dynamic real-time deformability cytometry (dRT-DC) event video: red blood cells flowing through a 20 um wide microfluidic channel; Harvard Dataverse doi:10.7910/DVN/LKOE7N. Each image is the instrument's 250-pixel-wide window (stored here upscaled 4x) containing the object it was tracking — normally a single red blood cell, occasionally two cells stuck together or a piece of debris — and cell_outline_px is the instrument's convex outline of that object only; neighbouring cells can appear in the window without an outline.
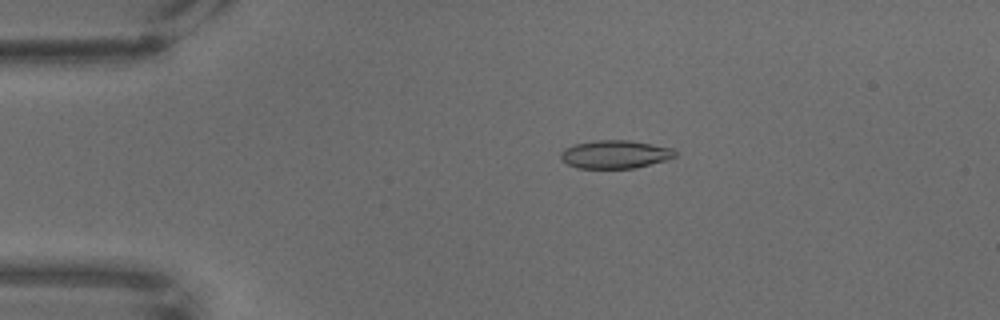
{"species": "common noctule bat (a hibernating species)", "species_latin": "Nyctalus noctula", "temperature_condition": "warm", "stored_images_in_passage": 68, "camera_frame_rate_fps": 3000, "um_per_image_px": 0.085, "animal": {"sex": "male", "body_mass_g": 18.8}, "frame": {"image": 1, "passage_image": 14, "time_ms": 4.333, "image_size_px": [1000, 320], "cell_outline_px": [[676, 156], [664, 160], [636, 168], [576, 168], [560, 160], [560, 152], [564, 148], [572, 144], [592, 140], [628, 140], [652, 144], [672, 148], [676, 152]], "centroid_in_image_um": [52.22, 13.11], "position_along_channel_um": 32.8, "area_um2": 18.9}}
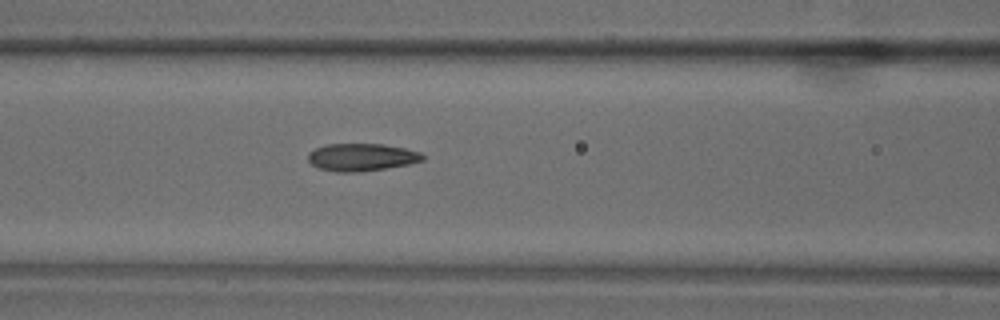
{"frame": {"image": 2, "passage_image": 29, "time_ms": 9.333, "image_size_px": [1000, 320], "cell_outline_px": [[424, 160], [408, 164], [360, 172], [336, 172], [320, 168], [312, 164], [308, 160], [308, 152], [324, 144], [384, 144], [404, 148], [420, 152], [424, 156]], "centroid_in_image_um": [30.72, 13.35], "position_along_channel_um": 135.9, "area_um2": 18.32}}
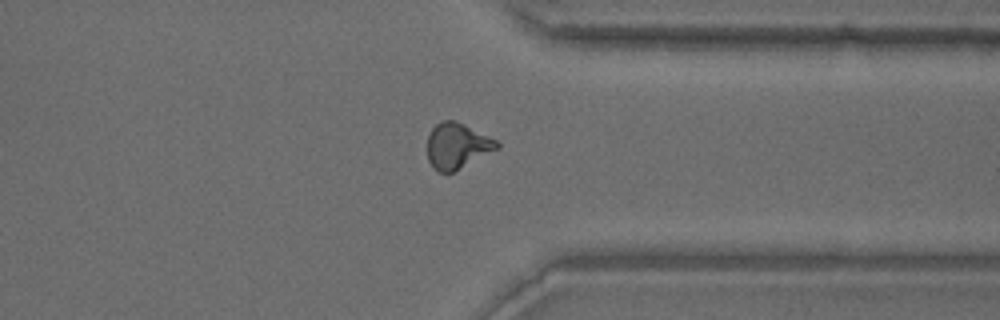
{"frame": {"image": 3, "passage_image": 53, "time_ms": 17.333, "image_size_px": [1000, 320], "cell_outline_px": [[500, 148], [452, 172], [436, 172], [432, 168], [428, 160], [428, 132], [440, 120], [456, 120], [496, 140], [500, 144]], "centroid_in_image_um": [38.83, 12.39], "position_along_channel_um": 372.6, "area_um2": 18.55}}